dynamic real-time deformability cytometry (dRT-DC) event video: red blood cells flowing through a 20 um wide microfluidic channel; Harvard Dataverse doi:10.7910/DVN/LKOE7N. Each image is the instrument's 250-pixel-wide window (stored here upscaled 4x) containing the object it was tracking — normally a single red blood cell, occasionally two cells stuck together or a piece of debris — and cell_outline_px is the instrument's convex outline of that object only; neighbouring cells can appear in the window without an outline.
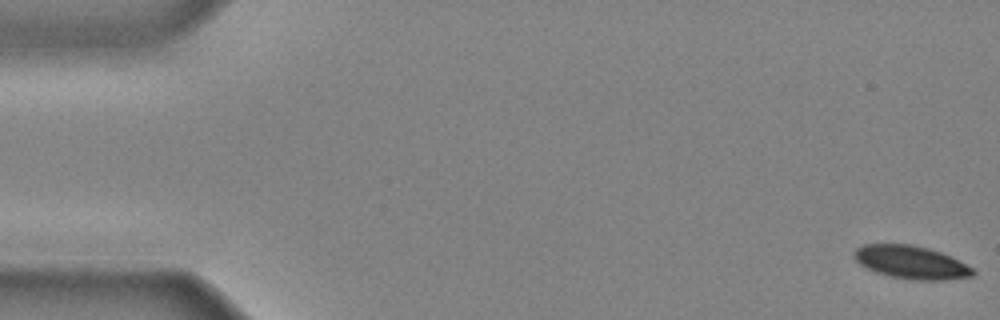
{"species": "common noctule bat (a hibernating species)", "species_latin": "Nyctalus noctula", "temperature_condition": "cold", "stored_images_in_passage": 9, "camera_frame_rate_fps": 3000, "um_per_image_px": 0.085, "animal": {"sex": "male", "body_mass_g": 20.4}, "frame": {"image": 1, "passage_image": 1, "time_ms": 0.0, "image_size_px": [1000, 320], "cell_outline_px": [[976, 272], [972, 276], [944, 280], [916, 280], [892, 276], [876, 272], [860, 264], [852, 256], [856, 248], [864, 244], [908, 244], [928, 248], [952, 256], [972, 268]], "centroid_in_image_um": [77.45, 22.29], "position_along_channel_um": 7.6, "area_um2": 22.72}}